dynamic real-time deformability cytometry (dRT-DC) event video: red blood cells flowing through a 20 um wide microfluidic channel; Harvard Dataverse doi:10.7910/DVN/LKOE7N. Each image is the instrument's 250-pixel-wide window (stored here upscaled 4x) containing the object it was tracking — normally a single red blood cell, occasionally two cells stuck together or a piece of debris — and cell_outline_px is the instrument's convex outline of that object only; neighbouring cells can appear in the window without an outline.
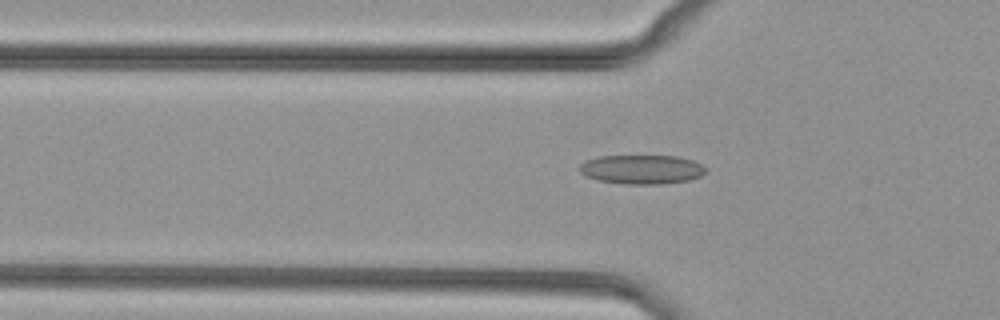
{"species": "common noctule bat (a hibernating species)", "species_latin": "Nyctalus noctula", "temperature_condition": "cold", "stored_images_in_passage": 40, "camera_frame_rate_fps": 3000, "um_per_image_px": 0.085, "animal": {"sex": "female", "body_mass_g": 29.2, "forearm_length_mm": 56.3}, "frame": {"image": 1, "passage_image": 7, "time_ms": 2.0, "image_size_px": [1000, 320], "cell_outline_px": [[708, 168], [700, 176], [688, 180], [660, 184], [624, 184], [600, 180], [588, 176], [580, 172], [580, 164], [584, 160], [596, 156], [676, 156], [692, 160]], "centroid_in_image_um": [54.54, 14.39], "position_along_channel_um": 71.3, "area_um2": 21.33}}
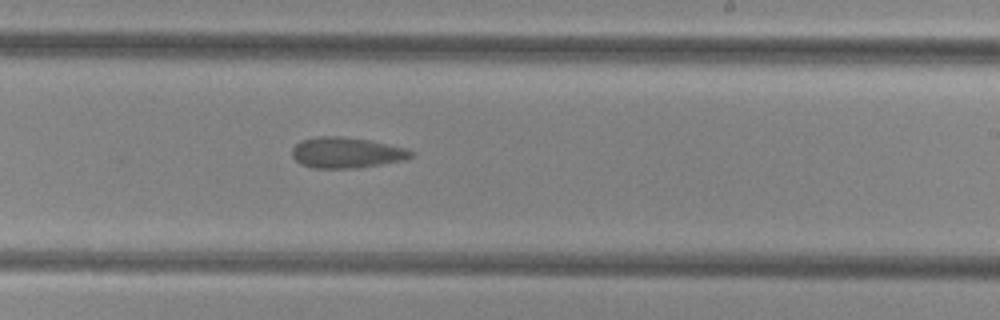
{"frame": {"image": 2, "passage_image": 21, "time_ms": 6.667, "image_size_px": [1000, 320], "cell_outline_px": [[416, 156], [404, 160], [356, 168], [312, 168], [300, 164], [292, 156], [292, 148], [300, 140], [316, 136], [340, 136], [368, 140], [408, 148], [416, 152]], "centroid_in_image_um": [29.47, 12.97], "position_along_channel_um": 259.5, "area_um2": 21.56}}
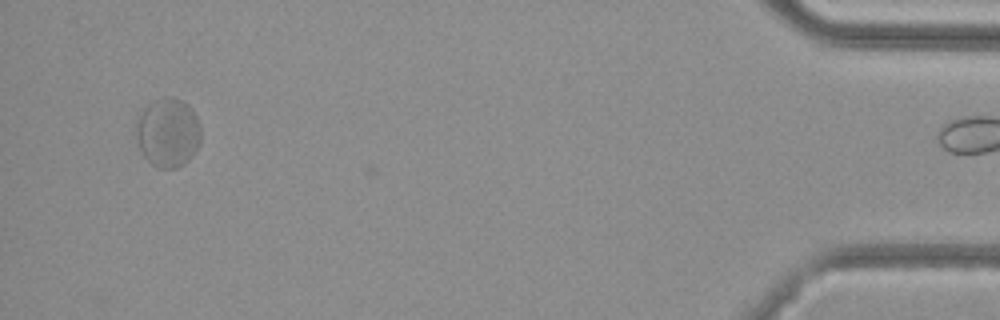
{"frame": {"image": 3, "passage_image": 39, "time_ms": 12.667, "image_size_px": [1000, 320], "cell_outline_px": [[200, 140], [196, 152], [184, 164], [176, 168], [156, 168], [144, 156], [140, 148], [136, 136], [136, 124], [144, 108], [148, 104], [156, 100], [168, 96], [180, 100], [188, 104], [196, 116], [200, 124]], "centroid_in_image_um": [14.29, 11.29], "position_along_channel_um": 420.9, "area_um2": 25.95}}